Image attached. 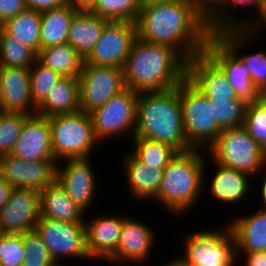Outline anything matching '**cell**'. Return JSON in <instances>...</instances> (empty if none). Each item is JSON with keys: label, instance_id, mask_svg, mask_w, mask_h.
Listing matches in <instances>:
<instances>
[{"label": "cell", "instance_id": "cell-48", "mask_svg": "<svg viewBox=\"0 0 266 266\" xmlns=\"http://www.w3.org/2000/svg\"><path fill=\"white\" fill-rule=\"evenodd\" d=\"M262 25L264 26V28H266V3H265V6H264L262 12L260 13L259 17L248 27V29L256 36L257 35L256 33H258V32L260 33V31L258 29L263 28ZM256 28H258V29H256Z\"/></svg>", "mask_w": 266, "mask_h": 266}, {"label": "cell", "instance_id": "cell-19", "mask_svg": "<svg viewBox=\"0 0 266 266\" xmlns=\"http://www.w3.org/2000/svg\"><path fill=\"white\" fill-rule=\"evenodd\" d=\"M84 225L86 251L91 261H106L118 247L123 215L100 214Z\"/></svg>", "mask_w": 266, "mask_h": 266}, {"label": "cell", "instance_id": "cell-35", "mask_svg": "<svg viewBox=\"0 0 266 266\" xmlns=\"http://www.w3.org/2000/svg\"><path fill=\"white\" fill-rule=\"evenodd\" d=\"M214 118L222 130L244 125L248 102L243 98L211 100Z\"/></svg>", "mask_w": 266, "mask_h": 266}, {"label": "cell", "instance_id": "cell-1", "mask_svg": "<svg viewBox=\"0 0 266 266\" xmlns=\"http://www.w3.org/2000/svg\"><path fill=\"white\" fill-rule=\"evenodd\" d=\"M136 26L138 39L168 45L187 61L204 52L213 35L207 21L184 0H143Z\"/></svg>", "mask_w": 266, "mask_h": 266}, {"label": "cell", "instance_id": "cell-11", "mask_svg": "<svg viewBox=\"0 0 266 266\" xmlns=\"http://www.w3.org/2000/svg\"><path fill=\"white\" fill-rule=\"evenodd\" d=\"M79 78L80 111L90 114L126 87L122 68L83 64Z\"/></svg>", "mask_w": 266, "mask_h": 266}, {"label": "cell", "instance_id": "cell-43", "mask_svg": "<svg viewBox=\"0 0 266 266\" xmlns=\"http://www.w3.org/2000/svg\"><path fill=\"white\" fill-rule=\"evenodd\" d=\"M209 23L223 8L226 0H184Z\"/></svg>", "mask_w": 266, "mask_h": 266}, {"label": "cell", "instance_id": "cell-33", "mask_svg": "<svg viewBox=\"0 0 266 266\" xmlns=\"http://www.w3.org/2000/svg\"><path fill=\"white\" fill-rule=\"evenodd\" d=\"M38 53L6 34L0 28V66L31 68L37 61Z\"/></svg>", "mask_w": 266, "mask_h": 266}, {"label": "cell", "instance_id": "cell-7", "mask_svg": "<svg viewBox=\"0 0 266 266\" xmlns=\"http://www.w3.org/2000/svg\"><path fill=\"white\" fill-rule=\"evenodd\" d=\"M220 229L205 228L181 237L185 254L177 259L186 266H233L238 261L233 230L229 224Z\"/></svg>", "mask_w": 266, "mask_h": 266}, {"label": "cell", "instance_id": "cell-18", "mask_svg": "<svg viewBox=\"0 0 266 266\" xmlns=\"http://www.w3.org/2000/svg\"><path fill=\"white\" fill-rule=\"evenodd\" d=\"M186 78L210 100L237 97L223 70L205 52L187 61Z\"/></svg>", "mask_w": 266, "mask_h": 266}, {"label": "cell", "instance_id": "cell-38", "mask_svg": "<svg viewBox=\"0 0 266 266\" xmlns=\"http://www.w3.org/2000/svg\"><path fill=\"white\" fill-rule=\"evenodd\" d=\"M29 114L0 110V156L11 154Z\"/></svg>", "mask_w": 266, "mask_h": 266}, {"label": "cell", "instance_id": "cell-51", "mask_svg": "<svg viewBox=\"0 0 266 266\" xmlns=\"http://www.w3.org/2000/svg\"><path fill=\"white\" fill-rule=\"evenodd\" d=\"M160 266H186L184 265L180 260L176 259H171L169 262H166L165 264L162 263Z\"/></svg>", "mask_w": 266, "mask_h": 266}, {"label": "cell", "instance_id": "cell-34", "mask_svg": "<svg viewBox=\"0 0 266 266\" xmlns=\"http://www.w3.org/2000/svg\"><path fill=\"white\" fill-rule=\"evenodd\" d=\"M143 0H98L90 10L109 21H132L136 23Z\"/></svg>", "mask_w": 266, "mask_h": 266}, {"label": "cell", "instance_id": "cell-42", "mask_svg": "<svg viewBox=\"0 0 266 266\" xmlns=\"http://www.w3.org/2000/svg\"><path fill=\"white\" fill-rule=\"evenodd\" d=\"M26 161L11 154L0 156V176L13 188H25Z\"/></svg>", "mask_w": 266, "mask_h": 266}, {"label": "cell", "instance_id": "cell-49", "mask_svg": "<svg viewBox=\"0 0 266 266\" xmlns=\"http://www.w3.org/2000/svg\"><path fill=\"white\" fill-rule=\"evenodd\" d=\"M98 0H67L77 10L90 11Z\"/></svg>", "mask_w": 266, "mask_h": 266}, {"label": "cell", "instance_id": "cell-2", "mask_svg": "<svg viewBox=\"0 0 266 266\" xmlns=\"http://www.w3.org/2000/svg\"><path fill=\"white\" fill-rule=\"evenodd\" d=\"M122 70L126 88L165 91L186 78L187 60L168 45L136 38Z\"/></svg>", "mask_w": 266, "mask_h": 266}, {"label": "cell", "instance_id": "cell-22", "mask_svg": "<svg viewBox=\"0 0 266 266\" xmlns=\"http://www.w3.org/2000/svg\"><path fill=\"white\" fill-rule=\"evenodd\" d=\"M213 165L216 169V173L213 174L211 182L209 181V195L210 197L219 202H223V204H239L242 203L244 200L247 201L249 194H252L251 190L253 189L250 183L251 176L237 171L233 168L226 167L224 165H220L213 161ZM242 200V201H241ZM239 202V203H238Z\"/></svg>", "mask_w": 266, "mask_h": 266}, {"label": "cell", "instance_id": "cell-13", "mask_svg": "<svg viewBox=\"0 0 266 266\" xmlns=\"http://www.w3.org/2000/svg\"><path fill=\"white\" fill-rule=\"evenodd\" d=\"M61 162H57L56 181L69 198L86 213L91 208L90 204H93L98 189L91 160L65 159Z\"/></svg>", "mask_w": 266, "mask_h": 266}, {"label": "cell", "instance_id": "cell-8", "mask_svg": "<svg viewBox=\"0 0 266 266\" xmlns=\"http://www.w3.org/2000/svg\"><path fill=\"white\" fill-rule=\"evenodd\" d=\"M180 105L188 144L207 150L223 131L214 118L212 101L185 78L180 83Z\"/></svg>", "mask_w": 266, "mask_h": 266}, {"label": "cell", "instance_id": "cell-47", "mask_svg": "<svg viewBox=\"0 0 266 266\" xmlns=\"http://www.w3.org/2000/svg\"><path fill=\"white\" fill-rule=\"evenodd\" d=\"M13 187L0 176V211L9 200Z\"/></svg>", "mask_w": 266, "mask_h": 266}, {"label": "cell", "instance_id": "cell-52", "mask_svg": "<svg viewBox=\"0 0 266 266\" xmlns=\"http://www.w3.org/2000/svg\"><path fill=\"white\" fill-rule=\"evenodd\" d=\"M4 235H5V234L0 230V241H1V239L3 238Z\"/></svg>", "mask_w": 266, "mask_h": 266}, {"label": "cell", "instance_id": "cell-24", "mask_svg": "<svg viewBox=\"0 0 266 266\" xmlns=\"http://www.w3.org/2000/svg\"><path fill=\"white\" fill-rule=\"evenodd\" d=\"M232 221L236 253L266 251V210L259 208Z\"/></svg>", "mask_w": 266, "mask_h": 266}, {"label": "cell", "instance_id": "cell-50", "mask_svg": "<svg viewBox=\"0 0 266 266\" xmlns=\"http://www.w3.org/2000/svg\"><path fill=\"white\" fill-rule=\"evenodd\" d=\"M263 172H266V171H263ZM262 182L259 186L260 190V199H261V209H264L266 210V175H263V178L262 180L260 181Z\"/></svg>", "mask_w": 266, "mask_h": 266}, {"label": "cell", "instance_id": "cell-28", "mask_svg": "<svg viewBox=\"0 0 266 266\" xmlns=\"http://www.w3.org/2000/svg\"><path fill=\"white\" fill-rule=\"evenodd\" d=\"M78 11L66 2L58 8L41 12L40 50L67 43L72 19Z\"/></svg>", "mask_w": 266, "mask_h": 266}, {"label": "cell", "instance_id": "cell-36", "mask_svg": "<svg viewBox=\"0 0 266 266\" xmlns=\"http://www.w3.org/2000/svg\"><path fill=\"white\" fill-rule=\"evenodd\" d=\"M243 126L266 152V92L261 93L255 102L248 103Z\"/></svg>", "mask_w": 266, "mask_h": 266}, {"label": "cell", "instance_id": "cell-5", "mask_svg": "<svg viewBox=\"0 0 266 266\" xmlns=\"http://www.w3.org/2000/svg\"><path fill=\"white\" fill-rule=\"evenodd\" d=\"M54 158L87 159L93 156L99 142L95 138L91 115L78 111L48 117Z\"/></svg>", "mask_w": 266, "mask_h": 266}, {"label": "cell", "instance_id": "cell-26", "mask_svg": "<svg viewBox=\"0 0 266 266\" xmlns=\"http://www.w3.org/2000/svg\"><path fill=\"white\" fill-rule=\"evenodd\" d=\"M39 194L40 216L62 222H85V212L69 198L57 181L44 188Z\"/></svg>", "mask_w": 266, "mask_h": 266}, {"label": "cell", "instance_id": "cell-39", "mask_svg": "<svg viewBox=\"0 0 266 266\" xmlns=\"http://www.w3.org/2000/svg\"><path fill=\"white\" fill-rule=\"evenodd\" d=\"M56 160L26 161L25 189L39 193L56 181Z\"/></svg>", "mask_w": 266, "mask_h": 266}, {"label": "cell", "instance_id": "cell-30", "mask_svg": "<svg viewBox=\"0 0 266 266\" xmlns=\"http://www.w3.org/2000/svg\"><path fill=\"white\" fill-rule=\"evenodd\" d=\"M37 60L63 77H79L84 62L68 43L41 49Z\"/></svg>", "mask_w": 266, "mask_h": 266}, {"label": "cell", "instance_id": "cell-3", "mask_svg": "<svg viewBox=\"0 0 266 266\" xmlns=\"http://www.w3.org/2000/svg\"><path fill=\"white\" fill-rule=\"evenodd\" d=\"M135 137L168 144L177 152L193 149L185 135L180 84L165 91L139 92Z\"/></svg>", "mask_w": 266, "mask_h": 266}, {"label": "cell", "instance_id": "cell-29", "mask_svg": "<svg viewBox=\"0 0 266 266\" xmlns=\"http://www.w3.org/2000/svg\"><path fill=\"white\" fill-rule=\"evenodd\" d=\"M0 28L37 53L40 51L41 12L27 8L18 15L5 20Z\"/></svg>", "mask_w": 266, "mask_h": 266}, {"label": "cell", "instance_id": "cell-46", "mask_svg": "<svg viewBox=\"0 0 266 266\" xmlns=\"http://www.w3.org/2000/svg\"><path fill=\"white\" fill-rule=\"evenodd\" d=\"M245 256L244 257V266H266V251L260 252H247V253H236L237 260L240 258L239 255Z\"/></svg>", "mask_w": 266, "mask_h": 266}, {"label": "cell", "instance_id": "cell-10", "mask_svg": "<svg viewBox=\"0 0 266 266\" xmlns=\"http://www.w3.org/2000/svg\"><path fill=\"white\" fill-rule=\"evenodd\" d=\"M35 230L56 265H62L60 261L64 257L91 260L86 251L84 223L62 222L39 216Z\"/></svg>", "mask_w": 266, "mask_h": 266}, {"label": "cell", "instance_id": "cell-40", "mask_svg": "<svg viewBox=\"0 0 266 266\" xmlns=\"http://www.w3.org/2000/svg\"><path fill=\"white\" fill-rule=\"evenodd\" d=\"M23 245L26 256L22 266H57L35 229L23 233Z\"/></svg>", "mask_w": 266, "mask_h": 266}, {"label": "cell", "instance_id": "cell-6", "mask_svg": "<svg viewBox=\"0 0 266 266\" xmlns=\"http://www.w3.org/2000/svg\"><path fill=\"white\" fill-rule=\"evenodd\" d=\"M209 158L220 165L257 176L266 167V152L244 126L224 129L207 149Z\"/></svg>", "mask_w": 266, "mask_h": 266}, {"label": "cell", "instance_id": "cell-21", "mask_svg": "<svg viewBox=\"0 0 266 266\" xmlns=\"http://www.w3.org/2000/svg\"><path fill=\"white\" fill-rule=\"evenodd\" d=\"M247 67L253 85L260 93L266 92V51H255L252 53H243L239 50L246 48L247 41L255 38L254 34L248 28L225 29L215 34ZM241 48V49H240ZM239 52V53H238Z\"/></svg>", "mask_w": 266, "mask_h": 266}, {"label": "cell", "instance_id": "cell-31", "mask_svg": "<svg viewBox=\"0 0 266 266\" xmlns=\"http://www.w3.org/2000/svg\"><path fill=\"white\" fill-rule=\"evenodd\" d=\"M265 3L266 0H226L221 11L208 23L211 33L216 34L225 29L248 28L259 17ZM250 5L252 8L255 7L253 9L257 13L256 16L252 17V21L248 18H242L241 21L235 13V16L233 15L237 7H249Z\"/></svg>", "mask_w": 266, "mask_h": 266}, {"label": "cell", "instance_id": "cell-41", "mask_svg": "<svg viewBox=\"0 0 266 266\" xmlns=\"http://www.w3.org/2000/svg\"><path fill=\"white\" fill-rule=\"evenodd\" d=\"M25 256L23 234H5L0 241V262L4 266H22Z\"/></svg>", "mask_w": 266, "mask_h": 266}, {"label": "cell", "instance_id": "cell-20", "mask_svg": "<svg viewBox=\"0 0 266 266\" xmlns=\"http://www.w3.org/2000/svg\"><path fill=\"white\" fill-rule=\"evenodd\" d=\"M30 69L0 66V110L35 114Z\"/></svg>", "mask_w": 266, "mask_h": 266}, {"label": "cell", "instance_id": "cell-27", "mask_svg": "<svg viewBox=\"0 0 266 266\" xmlns=\"http://www.w3.org/2000/svg\"><path fill=\"white\" fill-rule=\"evenodd\" d=\"M80 111L78 77H63L48 92L45 100L36 108V113L51 117Z\"/></svg>", "mask_w": 266, "mask_h": 266}, {"label": "cell", "instance_id": "cell-32", "mask_svg": "<svg viewBox=\"0 0 266 266\" xmlns=\"http://www.w3.org/2000/svg\"><path fill=\"white\" fill-rule=\"evenodd\" d=\"M135 147L131 153L147 166L165 169L170 160L178 153L173 147L161 142L151 141L142 137L129 138Z\"/></svg>", "mask_w": 266, "mask_h": 266}, {"label": "cell", "instance_id": "cell-45", "mask_svg": "<svg viewBox=\"0 0 266 266\" xmlns=\"http://www.w3.org/2000/svg\"><path fill=\"white\" fill-rule=\"evenodd\" d=\"M66 2L67 0H25L28 9H33L39 12L58 8Z\"/></svg>", "mask_w": 266, "mask_h": 266}, {"label": "cell", "instance_id": "cell-23", "mask_svg": "<svg viewBox=\"0 0 266 266\" xmlns=\"http://www.w3.org/2000/svg\"><path fill=\"white\" fill-rule=\"evenodd\" d=\"M122 159L125 176L132 199L142 203L145 199L154 200L160 190L164 169L147 166L131 152Z\"/></svg>", "mask_w": 266, "mask_h": 266}, {"label": "cell", "instance_id": "cell-17", "mask_svg": "<svg viewBox=\"0 0 266 266\" xmlns=\"http://www.w3.org/2000/svg\"><path fill=\"white\" fill-rule=\"evenodd\" d=\"M11 155L24 161L55 160L48 117L35 113L26 118Z\"/></svg>", "mask_w": 266, "mask_h": 266}, {"label": "cell", "instance_id": "cell-37", "mask_svg": "<svg viewBox=\"0 0 266 266\" xmlns=\"http://www.w3.org/2000/svg\"><path fill=\"white\" fill-rule=\"evenodd\" d=\"M63 76L46 67L38 60L30 68V89L33 104L38 107L47 97L48 92Z\"/></svg>", "mask_w": 266, "mask_h": 266}, {"label": "cell", "instance_id": "cell-12", "mask_svg": "<svg viewBox=\"0 0 266 266\" xmlns=\"http://www.w3.org/2000/svg\"><path fill=\"white\" fill-rule=\"evenodd\" d=\"M136 38V23L109 21L83 64L123 68Z\"/></svg>", "mask_w": 266, "mask_h": 266}, {"label": "cell", "instance_id": "cell-15", "mask_svg": "<svg viewBox=\"0 0 266 266\" xmlns=\"http://www.w3.org/2000/svg\"><path fill=\"white\" fill-rule=\"evenodd\" d=\"M40 216V194L25 188H13L0 211V230L4 234H23L35 229Z\"/></svg>", "mask_w": 266, "mask_h": 266}, {"label": "cell", "instance_id": "cell-25", "mask_svg": "<svg viewBox=\"0 0 266 266\" xmlns=\"http://www.w3.org/2000/svg\"><path fill=\"white\" fill-rule=\"evenodd\" d=\"M109 20L91 11L79 10L73 17L67 43L73 47L84 60L99 40Z\"/></svg>", "mask_w": 266, "mask_h": 266}, {"label": "cell", "instance_id": "cell-4", "mask_svg": "<svg viewBox=\"0 0 266 266\" xmlns=\"http://www.w3.org/2000/svg\"><path fill=\"white\" fill-rule=\"evenodd\" d=\"M204 151V152H203ZM207 151L191 149L178 152L164 169L160 190L154 202L162 205L166 212L181 215L193 209L207 185ZM207 160V161H206ZM194 206V207H193Z\"/></svg>", "mask_w": 266, "mask_h": 266}, {"label": "cell", "instance_id": "cell-16", "mask_svg": "<svg viewBox=\"0 0 266 266\" xmlns=\"http://www.w3.org/2000/svg\"><path fill=\"white\" fill-rule=\"evenodd\" d=\"M204 52L223 70L237 97L248 103L259 98L261 93L253 85L250 71L215 34L208 39Z\"/></svg>", "mask_w": 266, "mask_h": 266}, {"label": "cell", "instance_id": "cell-44", "mask_svg": "<svg viewBox=\"0 0 266 266\" xmlns=\"http://www.w3.org/2000/svg\"><path fill=\"white\" fill-rule=\"evenodd\" d=\"M26 9L25 0H0V25Z\"/></svg>", "mask_w": 266, "mask_h": 266}, {"label": "cell", "instance_id": "cell-14", "mask_svg": "<svg viewBox=\"0 0 266 266\" xmlns=\"http://www.w3.org/2000/svg\"><path fill=\"white\" fill-rule=\"evenodd\" d=\"M156 239L155 232L147 223L124 215L118 247L106 262L122 266L135 262L142 266L151 254Z\"/></svg>", "mask_w": 266, "mask_h": 266}, {"label": "cell", "instance_id": "cell-9", "mask_svg": "<svg viewBox=\"0 0 266 266\" xmlns=\"http://www.w3.org/2000/svg\"><path fill=\"white\" fill-rule=\"evenodd\" d=\"M138 94L139 92L131 88H125L90 113L94 135L99 143L110 138H122L124 134L131 139L135 137Z\"/></svg>", "mask_w": 266, "mask_h": 266}]
</instances>
